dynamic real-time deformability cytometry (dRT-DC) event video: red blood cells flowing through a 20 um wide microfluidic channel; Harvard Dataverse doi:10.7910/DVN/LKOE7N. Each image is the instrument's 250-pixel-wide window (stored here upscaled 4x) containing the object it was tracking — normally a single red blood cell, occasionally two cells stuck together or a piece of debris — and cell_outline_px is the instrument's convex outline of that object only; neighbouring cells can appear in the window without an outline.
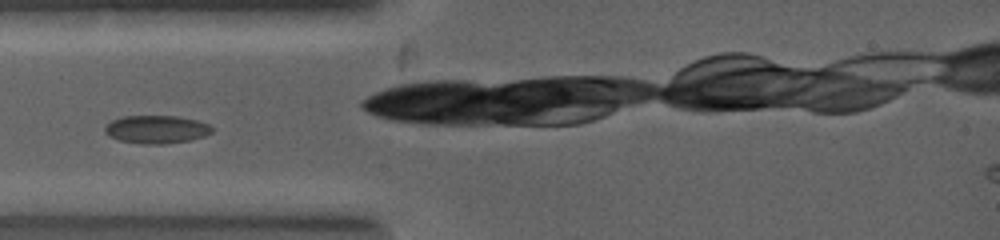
{"species": "common noctule bat (a hibernating species)", "species_latin": "Nyctalus noctula", "temperature_condition": "warm", "stored_images_in_passage": 8, "camera_frame_rate_fps": 5000, "um_per_image_px": 0.085, "animal": {"sex": "female", "body_mass_g": 19.0, "forearm_length_mm": 53.3}, "frame": {"image": 1, "passage_image": 7, "time_ms": 2.0, "image_size_px": [1000, 240], "cell_outline_px": [[212, 132], [204, 136], [192, 140], [164, 144], [144, 144], [120, 140], [108, 136], [104, 132], [104, 124], [120, 116], [176, 116], [196, 120], [208, 124], [212, 128]], "centroid_in_image_um": [13.25, 10.99], "position_along_channel_um": 71.7, "area_um2": 17.63}}